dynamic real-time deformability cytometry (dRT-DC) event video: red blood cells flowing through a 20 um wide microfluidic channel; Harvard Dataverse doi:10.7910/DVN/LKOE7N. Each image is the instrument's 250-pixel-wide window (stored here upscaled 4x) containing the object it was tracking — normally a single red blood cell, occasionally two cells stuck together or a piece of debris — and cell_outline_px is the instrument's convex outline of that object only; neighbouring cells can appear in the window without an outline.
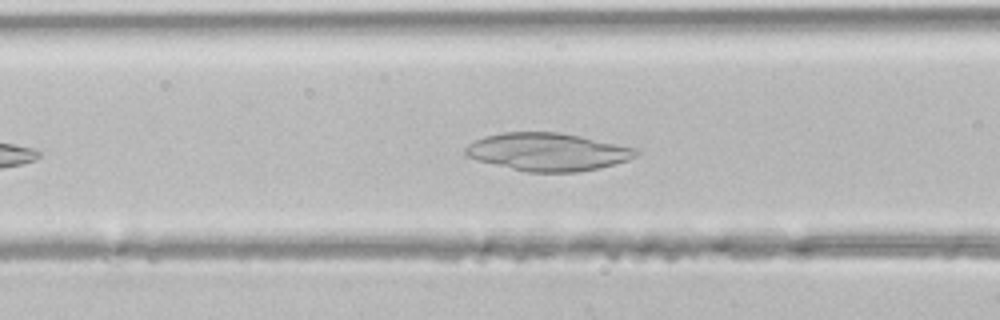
{"species": "common noctule bat (a hibernating species)", "species_latin": "Nyctalus noctula", "temperature_condition": "room temperature", "stored_images_in_passage": 33, "camera_frame_rate_fps": 3000, "um_per_image_px": 0.085, "animal": {"sex": "male", "body_mass_g": 21.5, "forearm_length_mm": 52.0}, "frame": {"image": 1, "passage_image": 9, "time_ms": 2.667, "image_size_px": [1000, 320], "cell_outline_px": [[640, 152], [636, 156], [628, 160], [600, 168], [576, 172], [528, 172], [476, 160], [468, 156], [464, 152], [464, 148], [468, 144], [484, 136], [504, 132], [560, 132], [580, 136], [636, 148]], "centroid_in_image_um": [46.55, 12.91], "position_along_channel_um": 120.0, "area_um2": 37.51}}
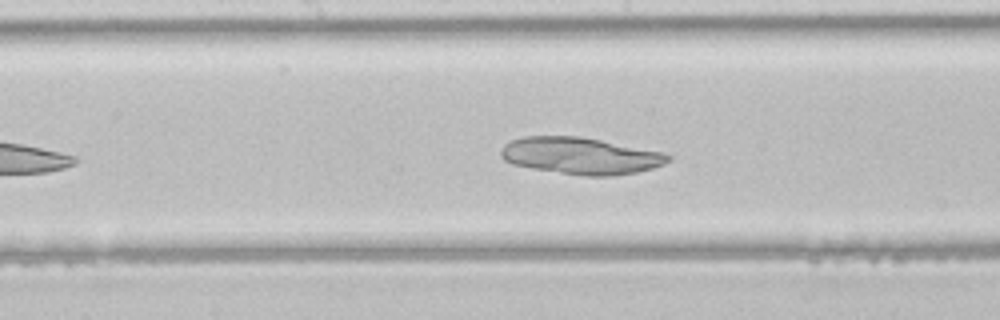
{"frame": {"image": 2, "passage_image": 14, "time_ms": 4.333, "image_size_px": [1000, 320], "cell_outline_px": [[672, 160], [664, 164], [652, 168], [636, 172], [612, 176], [584, 176], [532, 168], [512, 164], [504, 160], [500, 156], [500, 152], [504, 144], [512, 140], [524, 136], [580, 136], [664, 152], [672, 156]], "centroid_in_image_um": [49.36, 13.24], "position_along_channel_um": 198.8, "area_um2": 35.95}}
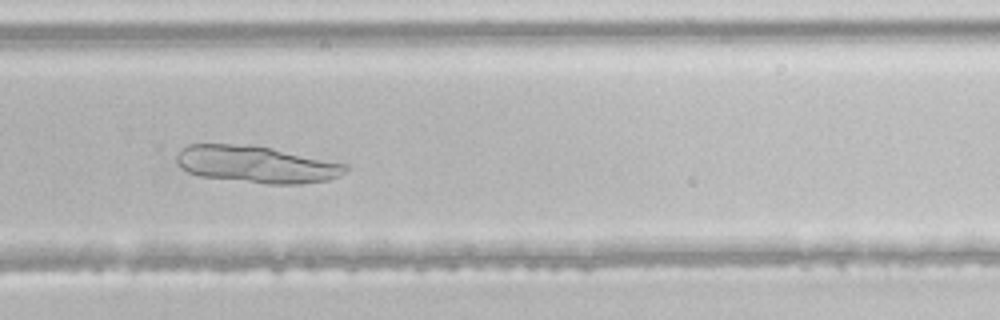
{"frame": {"image": 3, "passage_image": 21, "time_ms": 6.667, "image_size_px": [1000, 320], "cell_outline_px": [[348, 168], [340, 176], [328, 180], [300, 184], [268, 184], [200, 176], [188, 172], [180, 168], [176, 164], [176, 156], [188, 144], [232, 144], [272, 148], [348, 164]], "centroid_in_image_um": [21.8, 13.98], "position_along_channel_um": 308.0, "area_um2": 36.24}}